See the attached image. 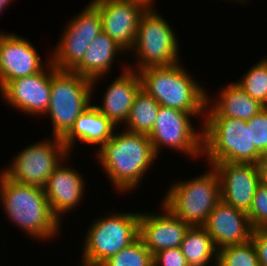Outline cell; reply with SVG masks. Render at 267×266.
I'll return each instance as SVG.
<instances>
[{
	"label": "cell",
	"instance_id": "6da1fadb",
	"mask_svg": "<svg viewBox=\"0 0 267 266\" xmlns=\"http://www.w3.org/2000/svg\"><path fill=\"white\" fill-rule=\"evenodd\" d=\"M96 161L103 167L116 192H133L158 158L148 135L122 130L96 151Z\"/></svg>",
	"mask_w": 267,
	"mask_h": 266
},
{
	"label": "cell",
	"instance_id": "7a4b0ae2",
	"mask_svg": "<svg viewBox=\"0 0 267 266\" xmlns=\"http://www.w3.org/2000/svg\"><path fill=\"white\" fill-rule=\"evenodd\" d=\"M0 204L9 221L32 239L52 240L61 234L62 224L42 187L14 182L0 172Z\"/></svg>",
	"mask_w": 267,
	"mask_h": 266
},
{
	"label": "cell",
	"instance_id": "3957f363",
	"mask_svg": "<svg viewBox=\"0 0 267 266\" xmlns=\"http://www.w3.org/2000/svg\"><path fill=\"white\" fill-rule=\"evenodd\" d=\"M139 76L142 89L161 106L189 112L194 118L203 117L204 121L208 92L181 62L171 66L148 67L139 71Z\"/></svg>",
	"mask_w": 267,
	"mask_h": 266
},
{
	"label": "cell",
	"instance_id": "277c9868",
	"mask_svg": "<svg viewBox=\"0 0 267 266\" xmlns=\"http://www.w3.org/2000/svg\"><path fill=\"white\" fill-rule=\"evenodd\" d=\"M202 123V156L210 166L219 162L259 163L261 153L251 142L247 121L204 117Z\"/></svg>",
	"mask_w": 267,
	"mask_h": 266
},
{
	"label": "cell",
	"instance_id": "5b68a950",
	"mask_svg": "<svg viewBox=\"0 0 267 266\" xmlns=\"http://www.w3.org/2000/svg\"><path fill=\"white\" fill-rule=\"evenodd\" d=\"M209 167L192 179L175 180L162 199V204L189 226H203L221 201L219 175L213 166Z\"/></svg>",
	"mask_w": 267,
	"mask_h": 266
},
{
	"label": "cell",
	"instance_id": "8992f818",
	"mask_svg": "<svg viewBox=\"0 0 267 266\" xmlns=\"http://www.w3.org/2000/svg\"><path fill=\"white\" fill-rule=\"evenodd\" d=\"M140 213L110 211L95 218L84 236L80 266H100L134 242L139 237Z\"/></svg>",
	"mask_w": 267,
	"mask_h": 266
},
{
	"label": "cell",
	"instance_id": "52a82bcc",
	"mask_svg": "<svg viewBox=\"0 0 267 266\" xmlns=\"http://www.w3.org/2000/svg\"><path fill=\"white\" fill-rule=\"evenodd\" d=\"M92 81L71 70H57L51 62V94L45 115L52 122L51 136L63 138L75 120L93 103Z\"/></svg>",
	"mask_w": 267,
	"mask_h": 266
},
{
	"label": "cell",
	"instance_id": "ba28073f",
	"mask_svg": "<svg viewBox=\"0 0 267 266\" xmlns=\"http://www.w3.org/2000/svg\"><path fill=\"white\" fill-rule=\"evenodd\" d=\"M175 33V29L159 12L146 10L140 18L136 40L129 52L137 58V63L133 64L135 67L128 64V68L139 72L148 67L179 63L180 46Z\"/></svg>",
	"mask_w": 267,
	"mask_h": 266
},
{
	"label": "cell",
	"instance_id": "9c48e42d",
	"mask_svg": "<svg viewBox=\"0 0 267 266\" xmlns=\"http://www.w3.org/2000/svg\"><path fill=\"white\" fill-rule=\"evenodd\" d=\"M69 155L61 138L49 137L22 149L1 172L14 182L44 188L50 175Z\"/></svg>",
	"mask_w": 267,
	"mask_h": 266
},
{
	"label": "cell",
	"instance_id": "30bf717a",
	"mask_svg": "<svg viewBox=\"0 0 267 266\" xmlns=\"http://www.w3.org/2000/svg\"><path fill=\"white\" fill-rule=\"evenodd\" d=\"M191 117L194 116L189 112L160 105L153 129L148 135L157 157L160 156V149L167 147L190 156L189 159L202 158L203 130L202 127L196 130Z\"/></svg>",
	"mask_w": 267,
	"mask_h": 266
},
{
	"label": "cell",
	"instance_id": "8fae6325",
	"mask_svg": "<svg viewBox=\"0 0 267 266\" xmlns=\"http://www.w3.org/2000/svg\"><path fill=\"white\" fill-rule=\"evenodd\" d=\"M102 32L98 9L90 2L65 24L51 62L57 70H72L83 58L91 42Z\"/></svg>",
	"mask_w": 267,
	"mask_h": 266
},
{
	"label": "cell",
	"instance_id": "7c38bea8",
	"mask_svg": "<svg viewBox=\"0 0 267 266\" xmlns=\"http://www.w3.org/2000/svg\"><path fill=\"white\" fill-rule=\"evenodd\" d=\"M41 59L36 47L25 37L0 32V90L9 81L41 72L51 62V56L45 63Z\"/></svg>",
	"mask_w": 267,
	"mask_h": 266
},
{
	"label": "cell",
	"instance_id": "4fadbf2b",
	"mask_svg": "<svg viewBox=\"0 0 267 266\" xmlns=\"http://www.w3.org/2000/svg\"><path fill=\"white\" fill-rule=\"evenodd\" d=\"M8 106L26 115H45L51 94V62L38 73L9 81L1 90Z\"/></svg>",
	"mask_w": 267,
	"mask_h": 266
},
{
	"label": "cell",
	"instance_id": "5bb4252c",
	"mask_svg": "<svg viewBox=\"0 0 267 266\" xmlns=\"http://www.w3.org/2000/svg\"><path fill=\"white\" fill-rule=\"evenodd\" d=\"M99 11L102 31L127 53L132 49L141 16L146 9L126 0H92Z\"/></svg>",
	"mask_w": 267,
	"mask_h": 266
},
{
	"label": "cell",
	"instance_id": "9a60e30c",
	"mask_svg": "<svg viewBox=\"0 0 267 266\" xmlns=\"http://www.w3.org/2000/svg\"><path fill=\"white\" fill-rule=\"evenodd\" d=\"M212 166L220 178L221 200L247 213L262 181L258 164L219 162Z\"/></svg>",
	"mask_w": 267,
	"mask_h": 266
},
{
	"label": "cell",
	"instance_id": "2e32d148",
	"mask_svg": "<svg viewBox=\"0 0 267 266\" xmlns=\"http://www.w3.org/2000/svg\"><path fill=\"white\" fill-rule=\"evenodd\" d=\"M162 212L140 213L139 238L153 256L162 250L180 247L189 225L161 203Z\"/></svg>",
	"mask_w": 267,
	"mask_h": 266
},
{
	"label": "cell",
	"instance_id": "e0dca14e",
	"mask_svg": "<svg viewBox=\"0 0 267 266\" xmlns=\"http://www.w3.org/2000/svg\"><path fill=\"white\" fill-rule=\"evenodd\" d=\"M69 158H71L70 155L54 170L44 187L50 208L60 222L64 214L70 213L71 210L76 209L75 207L78 208L86 194L85 182L87 181L77 169L66 164Z\"/></svg>",
	"mask_w": 267,
	"mask_h": 266
},
{
	"label": "cell",
	"instance_id": "ac0fdd59",
	"mask_svg": "<svg viewBox=\"0 0 267 266\" xmlns=\"http://www.w3.org/2000/svg\"><path fill=\"white\" fill-rule=\"evenodd\" d=\"M203 227L218 250L229 245L248 242L253 231L248 214L222 200L208 215Z\"/></svg>",
	"mask_w": 267,
	"mask_h": 266
},
{
	"label": "cell",
	"instance_id": "d6986e66",
	"mask_svg": "<svg viewBox=\"0 0 267 266\" xmlns=\"http://www.w3.org/2000/svg\"><path fill=\"white\" fill-rule=\"evenodd\" d=\"M113 80L106 88L105 95H102V105L94 106L117 128L120 124L125 126L135 96L142 88V84L139 72L129 69L126 62L119 76Z\"/></svg>",
	"mask_w": 267,
	"mask_h": 266
},
{
	"label": "cell",
	"instance_id": "ffe728a7",
	"mask_svg": "<svg viewBox=\"0 0 267 266\" xmlns=\"http://www.w3.org/2000/svg\"><path fill=\"white\" fill-rule=\"evenodd\" d=\"M127 52L102 31L91 42L82 60L71 70L92 81V88H96L99 80L110 74L113 61H118L117 55ZM116 57V58H115ZM115 59V60H114Z\"/></svg>",
	"mask_w": 267,
	"mask_h": 266
},
{
	"label": "cell",
	"instance_id": "44dd1931",
	"mask_svg": "<svg viewBox=\"0 0 267 266\" xmlns=\"http://www.w3.org/2000/svg\"><path fill=\"white\" fill-rule=\"evenodd\" d=\"M115 129H117L116 126L91 104L75 120L62 141L69 153L73 152L74 144L77 145L79 141L80 144L82 142L84 145H92V147L95 145L96 148H100L112 137Z\"/></svg>",
	"mask_w": 267,
	"mask_h": 266
},
{
	"label": "cell",
	"instance_id": "7402d4cb",
	"mask_svg": "<svg viewBox=\"0 0 267 266\" xmlns=\"http://www.w3.org/2000/svg\"><path fill=\"white\" fill-rule=\"evenodd\" d=\"M217 99L207 94L205 117H229L248 121L263 108L259 101L251 98L235 82L221 87Z\"/></svg>",
	"mask_w": 267,
	"mask_h": 266
},
{
	"label": "cell",
	"instance_id": "603a6c76",
	"mask_svg": "<svg viewBox=\"0 0 267 266\" xmlns=\"http://www.w3.org/2000/svg\"><path fill=\"white\" fill-rule=\"evenodd\" d=\"M180 248L189 266H217L218 249L203 226H190Z\"/></svg>",
	"mask_w": 267,
	"mask_h": 266
},
{
	"label": "cell",
	"instance_id": "cb8c5ba5",
	"mask_svg": "<svg viewBox=\"0 0 267 266\" xmlns=\"http://www.w3.org/2000/svg\"><path fill=\"white\" fill-rule=\"evenodd\" d=\"M160 104L142 88L133 101L123 130L149 135L158 115Z\"/></svg>",
	"mask_w": 267,
	"mask_h": 266
},
{
	"label": "cell",
	"instance_id": "d4e9b609",
	"mask_svg": "<svg viewBox=\"0 0 267 266\" xmlns=\"http://www.w3.org/2000/svg\"><path fill=\"white\" fill-rule=\"evenodd\" d=\"M234 82L251 98L267 107V56L259 59L242 78Z\"/></svg>",
	"mask_w": 267,
	"mask_h": 266
},
{
	"label": "cell",
	"instance_id": "484cf974",
	"mask_svg": "<svg viewBox=\"0 0 267 266\" xmlns=\"http://www.w3.org/2000/svg\"><path fill=\"white\" fill-rule=\"evenodd\" d=\"M100 266H154L153 254L138 237L117 254L110 256Z\"/></svg>",
	"mask_w": 267,
	"mask_h": 266
},
{
	"label": "cell",
	"instance_id": "4316f807",
	"mask_svg": "<svg viewBox=\"0 0 267 266\" xmlns=\"http://www.w3.org/2000/svg\"><path fill=\"white\" fill-rule=\"evenodd\" d=\"M217 266H259L257 251L252 240L219 249Z\"/></svg>",
	"mask_w": 267,
	"mask_h": 266
},
{
	"label": "cell",
	"instance_id": "83f0119b",
	"mask_svg": "<svg viewBox=\"0 0 267 266\" xmlns=\"http://www.w3.org/2000/svg\"><path fill=\"white\" fill-rule=\"evenodd\" d=\"M253 230L267 228V184L260 182L247 212Z\"/></svg>",
	"mask_w": 267,
	"mask_h": 266
},
{
	"label": "cell",
	"instance_id": "f1b7e54d",
	"mask_svg": "<svg viewBox=\"0 0 267 266\" xmlns=\"http://www.w3.org/2000/svg\"><path fill=\"white\" fill-rule=\"evenodd\" d=\"M250 127L251 142L263 154L267 151V107L247 121Z\"/></svg>",
	"mask_w": 267,
	"mask_h": 266
},
{
	"label": "cell",
	"instance_id": "f546056e",
	"mask_svg": "<svg viewBox=\"0 0 267 266\" xmlns=\"http://www.w3.org/2000/svg\"><path fill=\"white\" fill-rule=\"evenodd\" d=\"M154 266H189L181 248H169L153 256Z\"/></svg>",
	"mask_w": 267,
	"mask_h": 266
},
{
	"label": "cell",
	"instance_id": "4dcf8cb0",
	"mask_svg": "<svg viewBox=\"0 0 267 266\" xmlns=\"http://www.w3.org/2000/svg\"><path fill=\"white\" fill-rule=\"evenodd\" d=\"M251 240L257 251L259 266H267V228L253 230Z\"/></svg>",
	"mask_w": 267,
	"mask_h": 266
},
{
	"label": "cell",
	"instance_id": "1f68e13d",
	"mask_svg": "<svg viewBox=\"0 0 267 266\" xmlns=\"http://www.w3.org/2000/svg\"><path fill=\"white\" fill-rule=\"evenodd\" d=\"M259 170L262 182L267 184V151L261 154L259 163Z\"/></svg>",
	"mask_w": 267,
	"mask_h": 266
},
{
	"label": "cell",
	"instance_id": "d6a6232c",
	"mask_svg": "<svg viewBox=\"0 0 267 266\" xmlns=\"http://www.w3.org/2000/svg\"><path fill=\"white\" fill-rule=\"evenodd\" d=\"M11 2H14V1L0 0V14L4 13V10H6V7L9 6Z\"/></svg>",
	"mask_w": 267,
	"mask_h": 266
},
{
	"label": "cell",
	"instance_id": "836d02e7",
	"mask_svg": "<svg viewBox=\"0 0 267 266\" xmlns=\"http://www.w3.org/2000/svg\"><path fill=\"white\" fill-rule=\"evenodd\" d=\"M229 1H232V2L234 1V2H236L237 4H238V3H240V4L242 3V4H245V5H246V3H247V0H236V1H235V0H229ZM244 2H245V3H244Z\"/></svg>",
	"mask_w": 267,
	"mask_h": 266
}]
</instances>
